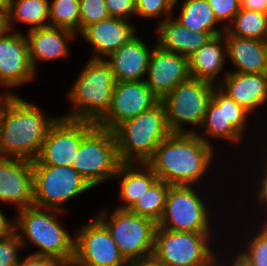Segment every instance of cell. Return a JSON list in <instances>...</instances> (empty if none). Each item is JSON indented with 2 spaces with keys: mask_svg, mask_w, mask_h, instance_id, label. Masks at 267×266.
Returning <instances> with one entry per match:
<instances>
[{
  "mask_svg": "<svg viewBox=\"0 0 267 266\" xmlns=\"http://www.w3.org/2000/svg\"><path fill=\"white\" fill-rule=\"evenodd\" d=\"M59 117H44L37 106L16 94L0 96V157L36 160Z\"/></svg>",
  "mask_w": 267,
  "mask_h": 266,
  "instance_id": "1",
  "label": "cell"
},
{
  "mask_svg": "<svg viewBox=\"0 0 267 266\" xmlns=\"http://www.w3.org/2000/svg\"><path fill=\"white\" fill-rule=\"evenodd\" d=\"M209 142L198 133H171L147 164L158 180L191 186L204 176L212 162L213 148Z\"/></svg>",
  "mask_w": 267,
  "mask_h": 266,
  "instance_id": "2",
  "label": "cell"
},
{
  "mask_svg": "<svg viewBox=\"0 0 267 266\" xmlns=\"http://www.w3.org/2000/svg\"><path fill=\"white\" fill-rule=\"evenodd\" d=\"M114 134L122 163H147L169 130L164 104L159 100L150 109L121 123Z\"/></svg>",
  "mask_w": 267,
  "mask_h": 266,
  "instance_id": "3",
  "label": "cell"
},
{
  "mask_svg": "<svg viewBox=\"0 0 267 266\" xmlns=\"http://www.w3.org/2000/svg\"><path fill=\"white\" fill-rule=\"evenodd\" d=\"M116 82L105 59H90L68 95L75 109L61 117L96 124L110 108Z\"/></svg>",
  "mask_w": 267,
  "mask_h": 266,
  "instance_id": "4",
  "label": "cell"
},
{
  "mask_svg": "<svg viewBox=\"0 0 267 266\" xmlns=\"http://www.w3.org/2000/svg\"><path fill=\"white\" fill-rule=\"evenodd\" d=\"M30 206L18 210L19 214L15 219V230L23 245L26 247V240L34 243L40 249L34 255L47 256L55 260L73 261L75 254V236L71 237L56 220L55 212L61 210ZM23 231V232H22ZM23 233V234H22Z\"/></svg>",
  "mask_w": 267,
  "mask_h": 266,
  "instance_id": "5",
  "label": "cell"
},
{
  "mask_svg": "<svg viewBox=\"0 0 267 266\" xmlns=\"http://www.w3.org/2000/svg\"><path fill=\"white\" fill-rule=\"evenodd\" d=\"M121 163L114 131L96 125L81 140L72 167L93 188L114 178Z\"/></svg>",
  "mask_w": 267,
  "mask_h": 266,
  "instance_id": "6",
  "label": "cell"
},
{
  "mask_svg": "<svg viewBox=\"0 0 267 266\" xmlns=\"http://www.w3.org/2000/svg\"><path fill=\"white\" fill-rule=\"evenodd\" d=\"M209 233L156 228L153 255L164 266H214L216 254L210 249Z\"/></svg>",
  "mask_w": 267,
  "mask_h": 266,
  "instance_id": "7",
  "label": "cell"
},
{
  "mask_svg": "<svg viewBox=\"0 0 267 266\" xmlns=\"http://www.w3.org/2000/svg\"><path fill=\"white\" fill-rule=\"evenodd\" d=\"M215 85L190 77L179 83L161 101L171 133H196L185 130L182 123L202 126Z\"/></svg>",
  "mask_w": 267,
  "mask_h": 266,
  "instance_id": "8",
  "label": "cell"
},
{
  "mask_svg": "<svg viewBox=\"0 0 267 266\" xmlns=\"http://www.w3.org/2000/svg\"><path fill=\"white\" fill-rule=\"evenodd\" d=\"M97 218L109 230L127 262L153 255L157 228L153 220L118 208L112 212L109 221L106 211L100 212Z\"/></svg>",
  "mask_w": 267,
  "mask_h": 266,
  "instance_id": "9",
  "label": "cell"
},
{
  "mask_svg": "<svg viewBox=\"0 0 267 266\" xmlns=\"http://www.w3.org/2000/svg\"><path fill=\"white\" fill-rule=\"evenodd\" d=\"M34 203L40 208H61L64 202L92 188L70 166L33 165Z\"/></svg>",
  "mask_w": 267,
  "mask_h": 266,
  "instance_id": "10",
  "label": "cell"
},
{
  "mask_svg": "<svg viewBox=\"0 0 267 266\" xmlns=\"http://www.w3.org/2000/svg\"><path fill=\"white\" fill-rule=\"evenodd\" d=\"M193 186L170 185L165 208L157 227L196 233H210L208 210Z\"/></svg>",
  "mask_w": 267,
  "mask_h": 266,
  "instance_id": "11",
  "label": "cell"
},
{
  "mask_svg": "<svg viewBox=\"0 0 267 266\" xmlns=\"http://www.w3.org/2000/svg\"><path fill=\"white\" fill-rule=\"evenodd\" d=\"M95 123L59 117L50 127L41 151L33 165L70 166L75 160L81 140Z\"/></svg>",
  "mask_w": 267,
  "mask_h": 266,
  "instance_id": "12",
  "label": "cell"
},
{
  "mask_svg": "<svg viewBox=\"0 0 267 266\" xmlns=\"http://www.w3.org/2000/svg\"><path fill=\"white\" fill-rule=\"evenodd\" d=\"M74 236L73 266H128L109 230L97 217Z\"/></svg>",
  "mask_w": 267,
  "mask_h": 266,
  "instance_id": "13",
  "label": "cell"
},
{
  "mask_svg": "<svg viewBox=\"0 0 267 266\" xmlns=\"http://www.w3.org/2000/svg\"><path fill=\"white\" fill-rule=\"evenodd\" d=\"M158 101L145 80L116 82L110 108L96 125L114 131L121 123L135 118Z\"/></svg>",
  "mask_w": 267,
  "mask_h": 266,
  "instance_id": "14",
  "label": "cell"
},
{
  "mask_svg": "<svg viewBox=\"0 0 267 266\" xmlns=\"http://www.w3.org/2000/svg\"><path fill=\"white\" fill-rule=\"evenodd\" d=\"M248 114L247 110L215 86L201 127L205 128L208 137L239 142L243 137Z\"/></svg>",
  "mask_w": 267,
  "mask_h": 266,
  "instance_id": "15",
  "label": "cell"
},
{
  "mask_svg": "<svg viewBox=\"0 0 267 266\" xmlns=\"http://www.w3.org/2000/svg\"><path fill=\"white\" fill-rule=\"evenodd\" d=\"M147 86L162 100L176 85L188 80V57L163 50L158 45L153 48L147 68Z\"/></svg>",
  "mask_w": 267,
  "mask_h": 266,
  "instance_id": "16",
  "label": "cell"
},
{
  "mask_svg": "<svg viewBox=\"0 0 267 266\" xmlns=\"http://www.w3.org/2000/svg\"><path fill=\"white\" fill-rule=\"evenodd\" d=\"M0 201L16 203L18 210L33 206V161L0 157Z\"/></svg>",
  "mask_w": 267,
  "mask_h": 266,
  "instance_id": "17",
  "label": "cell"
},
{
  "mask_svg": "<svg viewBox=\"0 0 267 266\" xmlns=\"http://www.w3.org/2000/svg\"><path fill=\"white\" fill-rule=\"evenodd\" d=\"M28 51L26 36L11 32L0 38V84L7 88L30 82L36 75Z\"/></svg>",
  "mask_w": 267,
  "mask_h": 266,
  "instance_id": "18",
  "label": "cell"
},
{
  "mask_svg": "<svg viewBox=\"0 0 267 266\" xmlns=\"http://www.w3.org/2000/svg\"><path fill=\"white\" fill-rule=\"evenodd\" d=\"M135 30L126 19L109 17L87 26L81 35L94 47L91 59H104L134 37Z\"/></svg>",
  "mask_w": 267,
  "mask_h": 266,
  "instance_id": "19",
  "label": "cell"
},
{
  "mask_svg": "<svg viewBox=\"0 0 267 266\" xmlns=\"http://www.w3.org/2000/svg\"><path fill=\"white\" fill-rule=\"evenodd\" d=\"M152 49L136 35L105 60L111 67L115 79L120 81H142L147 73ZM142 77V78H141Z\"/></svg>",
  "mask_w": 267,
  "mask_h": 266,
  "instance_id": "20",
  "label": "cell"
},
{
  "mask_svg": "<svg viewBox=\"0 0 267 266\" xmlns=\"http://www.w3.org/2000/svg\"><path fill=\"white\" fill-rule=\"evenodd\" d=\"M218 87L249 113L267 101V74L227 72Z\"/></svg>",
  "mask_w": 267,
  "mask_h": 266,
  "instance_id": "21",
  "label": "cell"
},
{
  "mask_svg": "<svg viewBox=\"0 0 267 266\" xmlns=\"http://www.w3.org/2000/svg\"><path fill=\"white\" fill-rule=\"evenodd\" d=\"M29 59L36 72V60H53L68 55L67 41L74 39V31L62 27H42L28 30Z\"/></svg>",
  "mask_w": 267,
  "mask_h": 266,
  "instance_id": "22",
  "label": "cell"
},
{
  "mask_svg": "<svg viewBox=\"0 0 267 266\" xmlns=\"http://www.w3.org/2000/svg\"><path fill=\"white\" fill-rule=\"evenodd\" d=\"M226 55L235 73L267 74V41L229 35L224 31Z\"/></svg>",
  "mask_w": 267,
  "mask_h": 266,
  "instance_id": "23",
  "label": "cell"
},
{
  "mask_svg": "<svg viewBox=\"0 0 267 266\" xmlns=\"http://www.w3.org/2000/svg\"><path fill=\"white\" fill-rule=\"evenodd\" d=\"M158 23V46L163 50L189 57L211 40V32H193L170 16Z\"/></svg>",
  "mask_w": 267,
  "mask_h": 266,
  "instance_id": "24",
  "label": "cell"
},
{
  "mask_svg": "<svg viewBox=\"0 0 267 266\" xmlns=\"http://www.w3.org/2000/svg\"><path fill=\"white\" fill-rule=\"evenodd\" d=\"M226 57L225 36L223 33L215 35L188 57L190 76L218 86V81L215 80L222 70Z\"/></svg>",
  "mask_w": 267,
  "mask_h": 266,
  "instance_id": "25",
  "label": "cell"
},
{
  "mask_svg": "<svg viewBox=\"0 0 267 266\" xmlns=\"http://www.w3.org/2000/svg\"><path fill=\"white\" fill-rule=\"evenodd\" d=\"M136 165L138 166V163H121L117 174L114 176V178L123 176L120 182L119 196L125 204L118 209L129 210L140 196L158 180V177L147 163H139L141 169H145V172L135 168Z\"/></svg>",
  "mask_w": 267,
  "mask_h": 266,
  "instance_id": "26",
  "label": "cell"
},
{
  "mask_svg": "<svg viewBox=\"0 0 267 266\" xmlns=\"http://www.w3.org/2000/svg\"><path fill=\"white\" fill-rule=\"evenodd\" d=\"M177 22L193 32H211L214 36L224 32L214 28L218 23L208 0H185Z\"/></svg>",
  "mask_w": 267,
  "mask_h": 266,
  "instance_id": "27",
  "label": "cell"
},
{
  "mask_svg": "<svg viewBox=\"0 0 267 266\" xmlns=\"http://www.w3.org/2000/svg\"><path fill=\"white\" fill-rule=\"evenodd\" d=\"M6 6L11 29L15 20L29 24V30L49 26V0H10Z\"/></svg>",
  "mask_w": 267,
  "mask_h": 266,
  "instance_id": "28",
  "label": "cell"
},
{
  "mask_svg": "<svg viewBox=\"0 0 267 266\" xmlns=\"http://www.w3.org/2000/svg\"><path fill=\"white\" fill-rule=\"evenodd\" d=\"M230 25V26H229ZM223 26L229 35L267 41V15L240 8L233 21Z\"/></svg>",
  "mask_w": 267,
  "mask_h": 266,
  "instance_id": "29",
  "label": "cell"
},
{
  "mask_svg": "<svg viewBox=\"0 0 267 266\" xmlns=\"http://www.w3.org/2000/svg\"><path fill=\"white\" fill-rule=\"evenodd\" d=\"M170 185L157 180L129 209L130 212L149 218L158 224L161 219Z\"/></svg>",
  "mask_w": 267,
  "mask_h": 266,
  "instance_id": "30",
  "label": "cell"
},
{
  "mask_svg": "<svg viewBox=\"0 0 267 266\" xmlns=\"http://www.w3.org/2000/svg\"><path fill=\"white\" fill-rule=\"evenodd\" d=\"M49 26L80 32L79 0L49 1Z\"/></svg>",
  "mask_w": 267,
  "mask_h": 266,
  "instance_id": "31",
  "label": "cell"
},
{
  "mask_svg": "<svg viewBox=\"0 0 267 266\" xmlns=\"http://www.w3.org/2000/svg\"><path fill=\"white\" fill-rule=\"evenodd\" d=\"M80 33L89 25L108 19L104 0H79Z\"/></svg>",
  "mask_w": 267,
  "mask_h": 266,
  "instance_id": "32",
  "label": "cell"
},
{
  "mask_svg": "<svg viewBox=\"0 0 267 266\" xmlns=\"http://www.w3.org/2000/svg\"><path fill=\"white\" fill-rule=\"evenodd\" d=\"M248 245L241 254L255 266H267V228L263 227Z\"/></svg>",
  "mask_w": 267,
  "mask_h": 266,
  "instance_id": "33",
  "label": "cell"
},
{
  "mask_svg": "<svg viewBox=\"0 0 267 266\" xmlns=\"http://www.w3.org/2000/svg\"><path fill=\"white\" fill-rule=\"evenodd\" d=\"M176 4L175 0H136L135 15L151 18L164 13L168 18Z\"/></svg>",
  "mask_w": 267,
  "mask_h": 266,
  "instance_id": "34",
  "label": "cell"
},
{
  "mask_svg": "<svg viewBox=\"0 0 267 266\" xmlns=\"http://www.w3.org/2000/svg\"><path fill=\"white\" fill-rule=\"evenodd\" d=\"M23 245L17 231L9 237L0 239V266H17L19 264L18 249Z\"/></svg>",
  "mask_w": 267,
  "mask_h": 266,
  "instance_id": "35",
  "label": "cell"
},
{
  "mask_svg": "<svg viewBox=\"0 0 267 266\" xmlns=\"http://www.w3.org/2000/svg\"><path fill=\"white\" fill-rule=\"evenodd\" d=\"M218 22L224 20L233 21L240 10V0H208Z\"/></svg>",
  "mask_w": 267,
  "mask_h": 266,
  "instance_id": "36",
  "label": "cell"
},
{
  "mask_svg": "<svg viewBox=\"0 0 267 266\" xmlns=\"http://www.w3.org/2000/svg\"><path fill=\"white\" fill-rule=\"evenodd\" d=\"M110 17L127 19L135 14L136 0H104Z\"/></svg>",
  "mask_w": 267,
  "mask_h": 266,
  "instance_id": "37",
  "label": "cell"
},
{
  "mask_svg": "<svg viewBox=\"0 0 267 266\" xmlns=\"http://www.w3.org/2000/svg\"><path fill=\"white\" fill-rule=\"evenodd\" d=\"M11 31L9 12L6 5L0 4V38L7 36Z\"/></svg>",
  "mask_w": 267,
  "mask_h": 266,
  "instance_id": "38",
  "label": "cell"
},
{
  "mask_svg": "<svg viewBox=\"0 0 267 266\" xmlns=\"http://www.w3.org/2000/svg\"><path fill=\"white\" fill-rule=\"evenodd\" d=\"M15 231V221L8 220L0 210V239L9 237Z\"/></svg>",
  "mask_w": 267,
  "mask_h": 266,
  "instance_id": "39",
  "label": "cell"
},
{
  "mask_svg": "<svg viewBox=\"0 0 267 266\" xmlns=\"http://www.w3.org/2000/svg\"><path fill=\"white\" fill-rule=\"evenodd\" d=\"M128 266H164L154 255L128 262Z\"/></svg>",
  "mask_w": 267,
  "mask_h": 266,
  "instance_id": "40",
  "label": "cell"
},
{
  "mask_svg": "<svg viewBox=\"0 0 267 266\" xmlns=\"http://www.w3.org/2000/svg\"><path fill=\"white\" fill-rule=\"evenodd\" d=\"M264 0H240V7L253 11L265 13Z\"/></svg>",
  "mask_w": 267,
  "mask_h": 266,
  "instance_id": "41",
  "label": "cell"
},
{
  "mask_svg": "<svg viewBox=\"0 0 267 266\" xmlns=\"http://www.w3.org/2000/svg\"><path fill=\"white\" fill-rule=\"evenodd\" d=\"M264 173V177L260 180V187H259V192H258V200H259V204L260 203H265L263 205H266L267 207V165L265 164V169L263 170Z\"/></svg>",
  "mask_w": 267,
  "mask_h": 266,
  "instance_id": "42",
  "label": "cell"
},
{
  "mask_svg": "<svg viewBox=\"0 0 267 266\" xmlns=\"http://www.w3.org/2000/svg\"><path fill=\"white\" fill-rule=\"evenodd\" d=\"M40 266H73V261L55 260L47 256H40Z\"/></svg>",
  "mask_w": 267,
  "mask_h": 266,
  "instance_id": "43",
  "label": "cell"
},
{
  "mask_svg": "<svg viewBox=\"0 0 267 266\" xmlns=\"http://www.w3.org/2000/svg\"><path fill=\"white\" fill-rule=\"evenodd\" d=\"M17 266H40V256L31 254L24 260H20Z\"/></svg>",
  "mask_w": 267,
  "mask_h": 266,
  "instance_id": "44",
  "label": "cell"
},
{
  "mask_svg": "<svg viewBox=\"0 0 267 266\" xmlns=\"http://www.w3.org/2000/svg\"><path fill=\"white\" fill-rule=\"evenodd\" d=\"M236 259L234 260L232 266H255L252 264L250 261H248L241 253L235 257Z\"/></svg>",
  "mask_w": 267,
  "mask_h": 266,
  "instance_id": "45",
  "label": "cell"
},
{
  "mask_svg": "<svg viewBox=\"0 0 267 266\" xmlns=\"http://www.w3.org/2000/svg\"><path fill=\"white\" fill-rule=\"evenodd\" d=\"M10 2V0H0V4L7 5Z\"/></svg>",
  "mask_w": 267,
  "mask_h": 266,
  "instance_id": "46",
  "label": "cell"
},
{
  "mask_svg": "<svg viewBox=\"0 0 267 266\" xmlns=\"http://www.w3.org/2000/svg\"><path fill=\"white\" fill-rule=\"evenodd\" d=\"M265 4V14L267 15V0H264Z\"/></svg>",
  "mask_w": 267,
  "mask_h": 266,
  "instance_id": "47",
  "label": "cell"
}]
</instances>
